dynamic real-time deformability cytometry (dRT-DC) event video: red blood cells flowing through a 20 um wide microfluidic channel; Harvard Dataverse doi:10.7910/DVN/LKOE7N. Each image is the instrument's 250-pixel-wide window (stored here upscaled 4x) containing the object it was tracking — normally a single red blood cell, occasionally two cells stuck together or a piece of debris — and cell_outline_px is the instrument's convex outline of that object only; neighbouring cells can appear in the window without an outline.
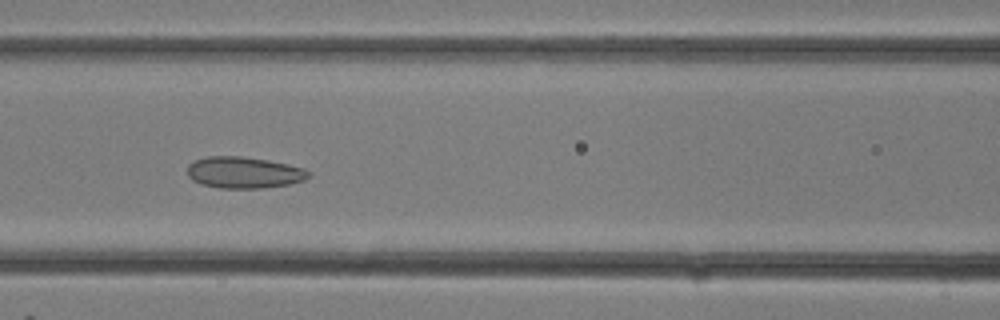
{"species": "common noctule bat (a hibernating species)", "species_latin": "Nyctalus noctula", "temperature_condition": "room temperature", "stored_images_in_passage": 21, "camera_frame_rate_fps": 3000, "um_per_image_px": 0.085, "animal": {"sex": "female"}, "frame": {"image": 1, "passage_image": 14, "time_ms": 4.333, "image_size_px": [1000, 320], "cell_outline_px": [[312, 176], [304, 180], [288, 184], [264, 188], [220, 188], [200, 184], [192, 180], [188, 176], [188, 164], [192, 160], [208, 156], [240, 156], [268, 160], [288, 164], [304, 168], [312, 172]], "centroid_in_image_um": [20.74, 14.66], "position_along_channel_um": 145.9, "area_um2": 22.48}}
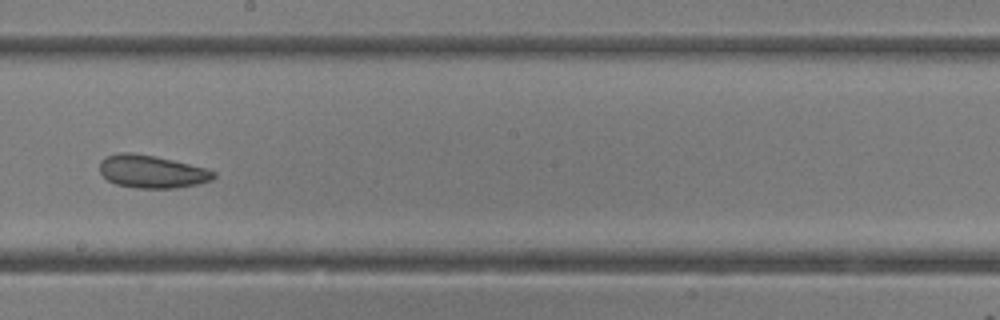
{"frame": {"image": 2, "passage_image": 18, "time_ms": 5.667, "image_size_px": [1000, 320], "cell_outline_px": [[216, 176], [212, 180], [200, 184], [176, 188], [136, 188], [116, 184], [108, 180], [100, 172], [100, 160], [116, 152], [132, 152], [172, 160], [208, 168], [216, 172]], "centroid_in_image_um": [12.93, 14.59], "position_along_channel_um": 235.3, "area_um2": 21.91}}
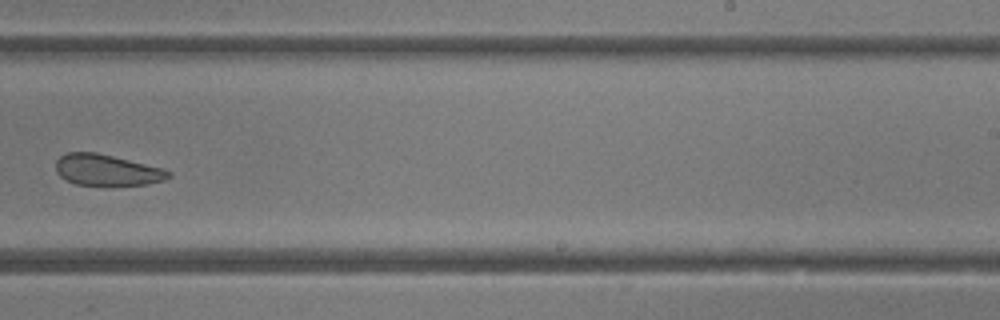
{"frame": {"image": 3, "passage_image": 20, "time_ms": 6.333, "image_size_px": [1000, 320], "cell_outline_px": [[172, 176], [164, 180], [148, 184], [76, 184], [60, 176], [56, 172], [56, 160], [60, 156], [68, 152], [96, 152], [164, 168], [172, 172]], "centroid_in_image_um": [9.11, 14.43], "position_along_channel_um": 279.9, "area_um2": 20.23}}